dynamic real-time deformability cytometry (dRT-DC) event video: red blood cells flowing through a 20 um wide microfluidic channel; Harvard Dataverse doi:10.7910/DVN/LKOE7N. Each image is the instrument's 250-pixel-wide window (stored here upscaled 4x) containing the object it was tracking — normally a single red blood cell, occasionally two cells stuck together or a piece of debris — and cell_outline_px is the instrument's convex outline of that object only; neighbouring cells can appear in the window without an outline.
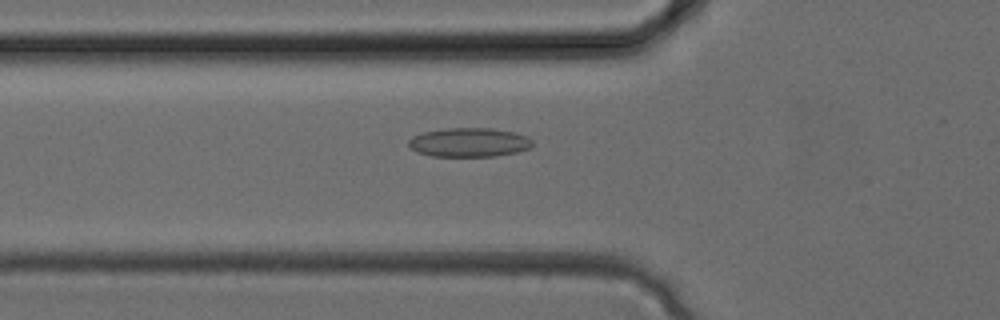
{"species": "common noctule bat (a hibernating species)", "species_latin": "Nyctalus noctula", "temperature_condition": "cold", "stored_images_in_passage": 30, "camera_frame_rate_fps": 3000, "um_per_image_px": 0.085, "animal": {"sex": "female", "body_mass_g": 24.6, "forearm_length_mm": 56.2}, "frame": {"image": 1, "passage_image": 8, "time_ms": 2.333, "image_size_px": [1000, 320], "cell_outline_px": [[532, 148], [516, 152], [496, 156], [432, 156], [416, 152], [408, 144], [408, 140], [412, 136], [424, 132], [444, 128], [492, 128], [516, 132], [528, 136], [532, 140]], "centroid_in_image_um": [39.9, 12.09], "position_along_channel_um": 85.9, "area_um2": 21.15}}
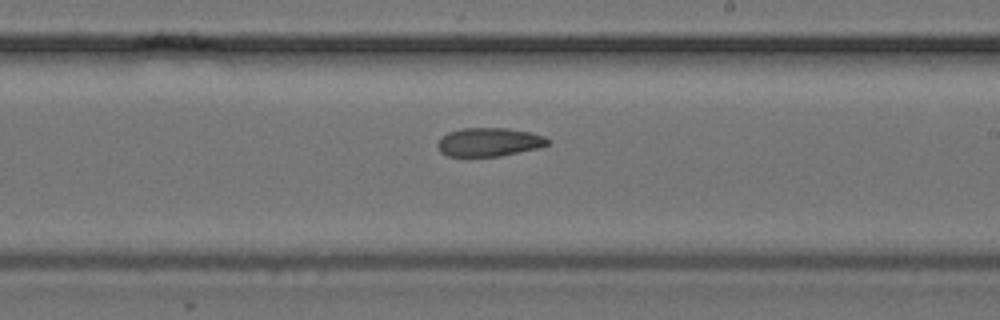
{"frame": {"image": 2, "passage_image": 16, "time_ms": 5.0, "image_size_px": [1000, 320], "cell_outline_px": [[548, 144], [540, 148], [500, 156], [448, 156], [440, 152], [436, 144], [448, 132], [464, 128], [508, 128], [528, 132], [544, 136], [548, 140]], "centroid_in_image_um": [41.57, 12.08], "position_along_channel_um": 247.4, "area_um2": 18.21}}
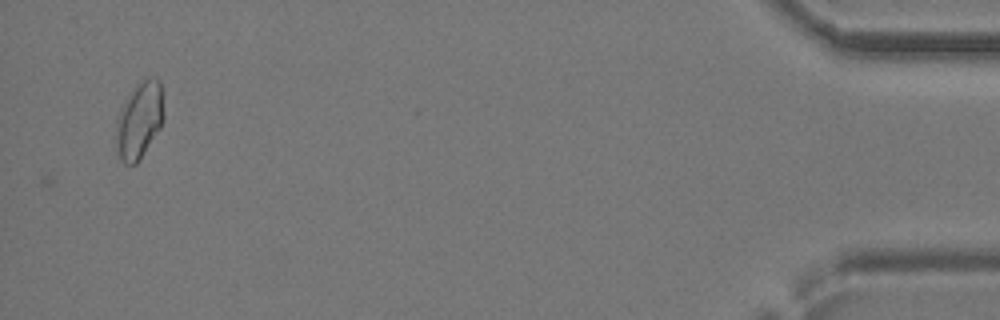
{"frame": {"image": 3, "passage_image": 29, "time_ms": 9.333, "image_size_px": [1000, 320], "cell_outline_px": [[164, 116], [160, 128], [140, 160], [136, 164], [124, 164], [120, 160], [116, 148], [116, 116], [120, 108], [140, 80], [148, 76], [156, 76], [160, 80], [164, 112]], "centroid_in_image_um": [11.84, 10.21], "position_along_channel_um": 423.4, "area_um2": 21.62}}